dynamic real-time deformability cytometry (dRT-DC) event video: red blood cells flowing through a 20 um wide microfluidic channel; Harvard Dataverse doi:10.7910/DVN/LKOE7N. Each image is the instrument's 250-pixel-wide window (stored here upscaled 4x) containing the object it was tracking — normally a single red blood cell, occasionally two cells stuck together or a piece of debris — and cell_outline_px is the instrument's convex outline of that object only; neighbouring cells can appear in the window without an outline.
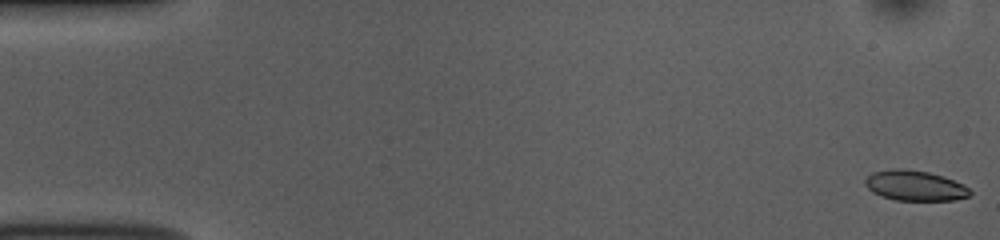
{"species": "common noctule bat (a hibernating species)", "species_latin": "Nyctalus noctula", "temperature_condition": "room temperature", "stored_images_in_passage": 52, "camera_frame_rate_fps": 3000, "um_per_image_px": 0.085, "animal": {"sex": "female", "body_mass_g": 10.0, "forearm_length_mm": 53.1}, "frame": {"image": 1, "passage_image": 1, "time_ms": 0.0, "image_size_px": [1000, 240], "cell_outline_px": [[972, 192], [968, 196], [952, 200], [896, 200], [880, 196], [872, 192], [864, 184], [864, 180], [872, 172], [892, 168], [900, 168], [928, 172], [952, 180], [968, 188]], "centroid_in_image_um": [77.69, 15.78], "position_along_channel_um": 7.3, "area_um2": 18.26}}
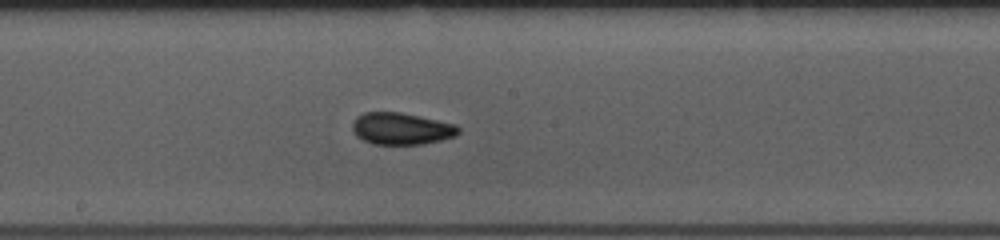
{"frame": {"image": 2, "passage_image": 28, "time_ms": 9.0, "image_size_px": [1000, 240], "cell_outline_px": [[460, 132], [456, 136], [424, 144], [372, 144], [356, 136], [352, 128], [352, 124], [356, 116], [364, 112], [400, 112], [420, 116], [456, 124], [460, 128]], "centroid_in_image_um": [34.12, 10.93], "position_along_channel_um": 214.1, "area_um2": 19.83}}
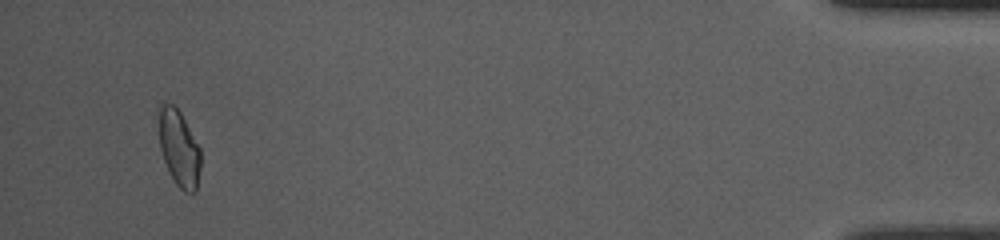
{"frame": {"image": 3, "passage_image": 50, "time_ms": 16.333, "image_size_px": [1000, 240], "cell_outline_px": [[200, 168], [196, 192], [184, 192], [176, 184], [168, 172], [160, 148], [160, 104], [172, 104], [180, 112], [200, 148]], "centroid_in_image_um": [15.23, 12.66], "position_along_channel_um": 420.0, "area_um2": 18.21}, "authors_computed_cell_mechanics": {"area_um2": 18.8428, "velocity_mm_per_s": 3.8276, "shape_relaxation_time_tau1_ms": 4.0341, "shape_relaxation_time_tau2_ms": 2.1615, "deformation_change_tau1": 0.0921, "deformation_change_tau2": 0.0579}}